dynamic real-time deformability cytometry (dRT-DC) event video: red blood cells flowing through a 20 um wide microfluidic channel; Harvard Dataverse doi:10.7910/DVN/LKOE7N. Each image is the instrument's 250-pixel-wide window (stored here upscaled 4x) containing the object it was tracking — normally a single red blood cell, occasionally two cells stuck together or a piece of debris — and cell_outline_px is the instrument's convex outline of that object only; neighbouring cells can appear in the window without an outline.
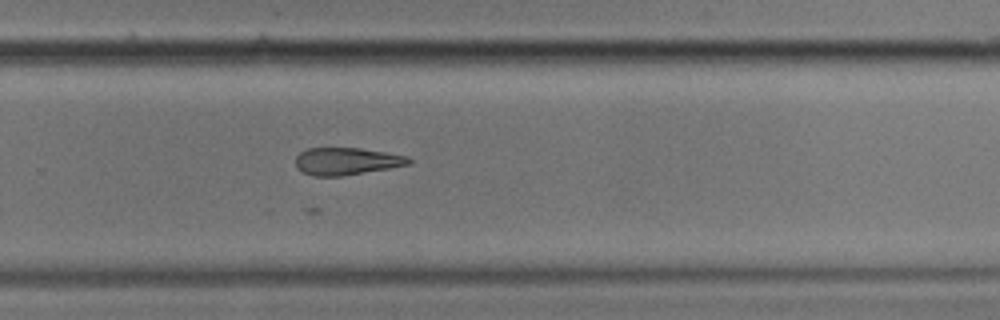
{"species": "common noctule bat (a hibernating species)", "species_latin": "Nyctalus noctula", "temperature_condition": "cold", "stored_images_in_passage": 11, "segment_of_instrument_passage": [1, 2], "camera_frame_rate_fps": 3000, "um_per_image_px": 0.085, "animal": {"sex": "male", "body_mass_g": 17.9}, "frame": {"image": 1, "passage_image": 10, "time_ms": 3.0, "image_size_px": [1000, 320], "cell_outline_px": [[412, 160], [408, 164], [388, 168], [340, 176], [312, 176], [296, 168], [296, 156], [300, 152], [308, 148], [360, 148], [408, 156]], "centroid_in_image_um": [29.42, 13.7], "position_along_channel_um": 300.4, "area_um2": 17.8}}